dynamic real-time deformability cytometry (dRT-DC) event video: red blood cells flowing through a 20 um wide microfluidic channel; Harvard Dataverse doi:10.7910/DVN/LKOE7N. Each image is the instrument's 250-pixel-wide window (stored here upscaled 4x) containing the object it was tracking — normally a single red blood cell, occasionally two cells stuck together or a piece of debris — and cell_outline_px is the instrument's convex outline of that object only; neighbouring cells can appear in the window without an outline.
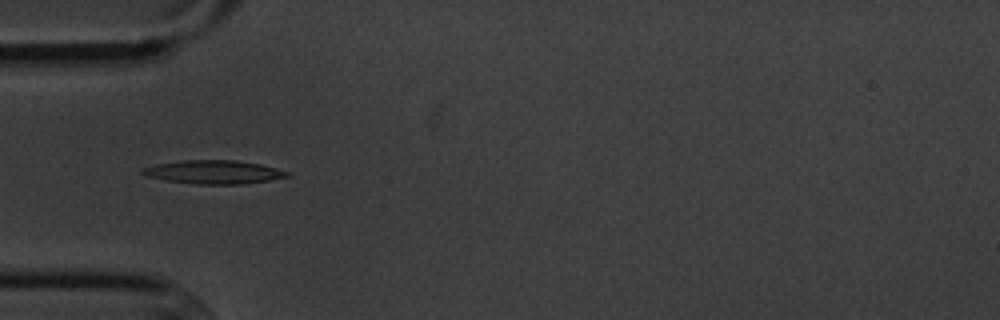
{"species": "common noctule bat (a hibernating species)", "species_latin": "Nyctalus noctula", "temperature_condition": "cold", "stored_images_in_passage": 8, "camera_frame_rate_fps": 3000, "um_per_image_px": 0.085, "animal": {"sex": "male", "body_mass_g": 20.1, "forearm_length_mm": 53.5}, "frame": {"image": 1, "passage_image": 4, "time_ms": 4.333, "image_size_px": [1000, 320], "cell_outline_px": [[292, 176], [244, 184], [196, 184], [164, 180], [148, 176], [140, 172], [144, 168], [156, 164], [180, 160], [236, 160], [260, 164], [276, 168], [288, 172]], "centroid_in_image_um": [18.18, 14.62], "position_along_channel_um": 66.8, "area_um2": 19.77}}
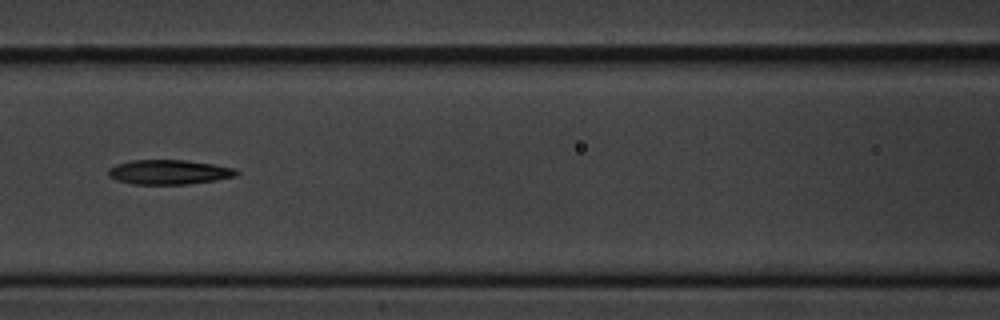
{"frame": {"image": 2, "passage_image": 6, "time_ms": 6.667, "image_size_px": [1000, 320], "cell_outline_px": [[240, 172], [236, 176], [216, 180], [188, 184], [132, 184], [116, 180], [108, 176], [108, 168], [116, 164], [132, 160], [184, 160], [212, 164], [236, 168]], "centroid_in_image_um": [14.36, 14.63], "position_along_channel_um": 152.2, "area_um2": 18.44}}
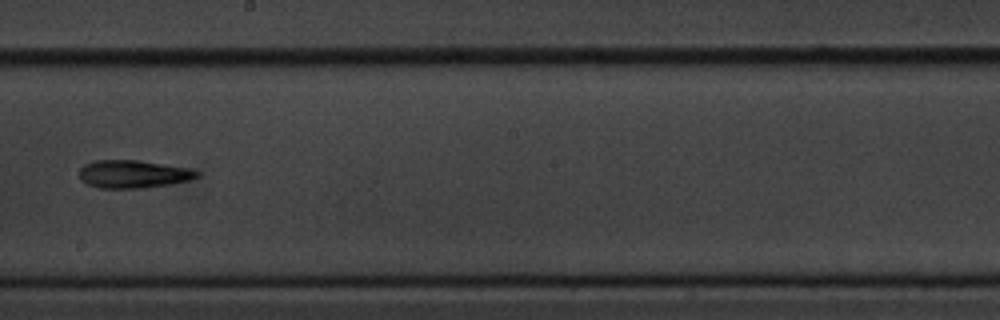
{"frame": {"image": 3, "passage_image": 8, "time_ms": 9.0, "image_size_px": [1000, 320], "cell_outline_px": [[200, 176], [188, 180], [172, 184], [140, 188], [100, 188], [88, 184], [80, 180], [80, 168], [84, 164], [96, 160], [136, 160], [192, 168], [200, 172]], "centroid_in_image_um": [11.35, 14.79], "position_along_channel_um": 236.9, "area_um2": 19.19}}